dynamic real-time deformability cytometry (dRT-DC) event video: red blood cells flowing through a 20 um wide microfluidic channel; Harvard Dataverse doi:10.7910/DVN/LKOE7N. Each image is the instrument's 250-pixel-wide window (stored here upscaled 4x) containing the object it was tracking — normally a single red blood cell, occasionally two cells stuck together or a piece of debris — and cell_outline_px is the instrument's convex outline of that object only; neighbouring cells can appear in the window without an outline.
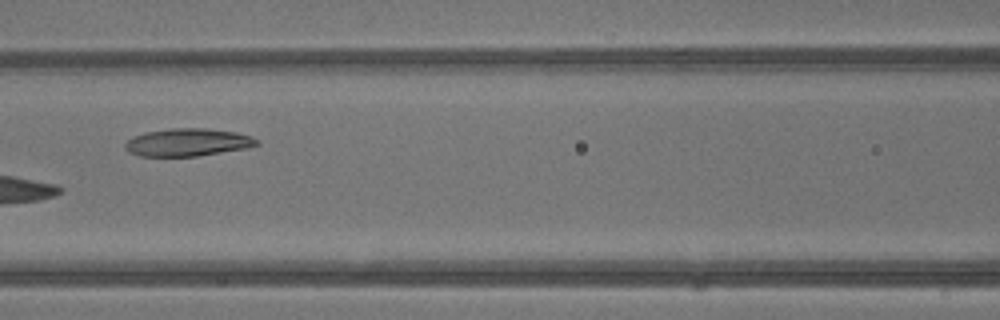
{"species": "common noctule bat (a hibernating species)", "species_latin": "Nyctalus noctula", "temperature_condition": "warm", "stored_images_in_passage": 5, "camera_frame_rate_fps": 3000, "um_per_image_px": 0.085, "animal": {"sex": "male", "body_mass_g": 13.3}, "frame": {"image": 1, "passage_image": 5, "time_ms": 1.333, "image_size_px": [1000, 320], "cell_outline_px": [[260, 144], [248, 148], [196, 156], [140, 156], [128, 152], [124, 148], [124, 144], [132, 136], [144, 132], [168, 128], [204, 128], [236, 132], [252, 136], [260, 140]], "centroid_in_image_um": [15.95, 12.09], "position_along_channel_um": 150.6, "area_um2": 21.5}}